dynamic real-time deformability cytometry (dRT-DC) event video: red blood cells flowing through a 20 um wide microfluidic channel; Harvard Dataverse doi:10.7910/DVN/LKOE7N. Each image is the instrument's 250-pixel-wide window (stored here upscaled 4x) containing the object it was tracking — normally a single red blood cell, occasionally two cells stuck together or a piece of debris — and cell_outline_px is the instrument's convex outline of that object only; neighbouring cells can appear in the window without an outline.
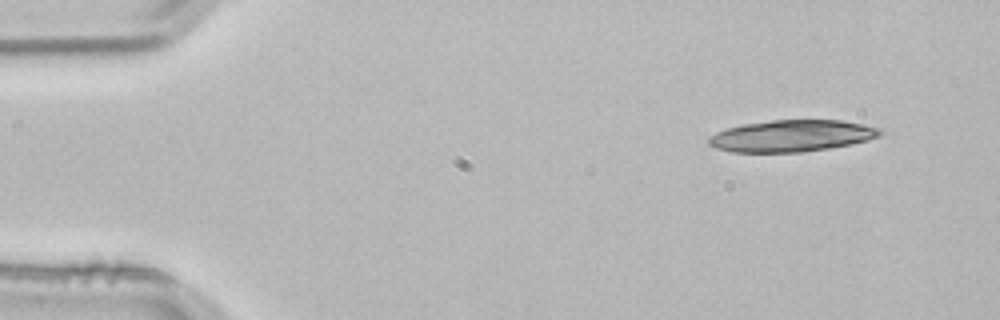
{"species": "common noctule bat (a hibernating species)", "species_latin": "Nyctalus noctula", "temperature_condition": "room temperature", "stored_images_in_passage": 3, "camera_frame_rate_fps": 3000, "um_per_image_px": 0.085, "animal": {"sex": "male", "body_mass_g": 21.5, "forearm_length_mm": 52.0}, "frame": {"image": 1, "passage_image": 1, "time_ms": 0.0, "image_size_px": [1000, 320], "cell_outline_px": [[884, 132], [880, 136], [868, 140], [852, 144], [804, 152], [732, 152], [716, 148], [708, 144], [708, 136], [716, 132], [728, 128], [744, 124], [772, 120], [840, 120], [864, 124], [880, 128]], "centroid_in_image_um": [67.31, 11.55], "position_along_channel_um": 17.7, "area_um2": 31.73}}